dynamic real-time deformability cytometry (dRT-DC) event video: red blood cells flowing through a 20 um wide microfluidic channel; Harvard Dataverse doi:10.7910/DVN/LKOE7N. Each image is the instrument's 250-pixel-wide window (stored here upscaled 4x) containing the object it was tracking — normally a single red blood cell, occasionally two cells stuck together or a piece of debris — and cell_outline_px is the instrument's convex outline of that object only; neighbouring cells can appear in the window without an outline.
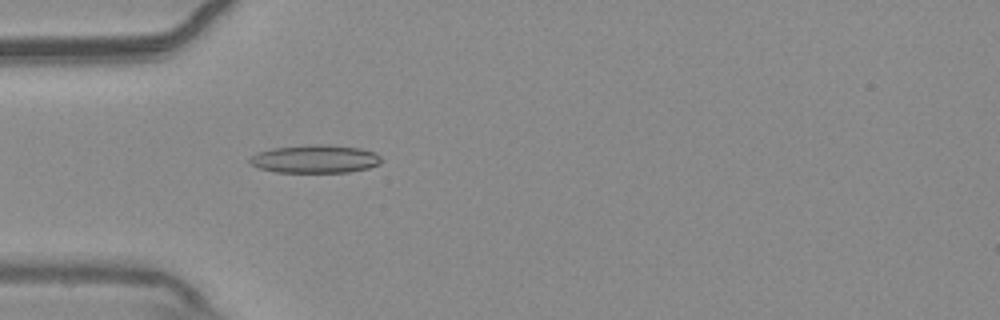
{"species": "common noctule bat (a hibernating species)", "species_latin": "Nyctalus noctula", "temperature_condition": "warm", "stored_images_in_passage": 45, "camera_frame_rate_fps": 3000, "um_per_image_px": 0.085, "animal": {"sex": "male", "body_mass_g": 20.4}, "frame": {"image": 1, "passage_image": 7, "time_ms": 2.0, "image_size_px": [1000, 320], "cell_outline_px": [[384, 160], [380, 164], [368, 168], [348, 172], [276, 172], [260, 168], [252, 164], [248, 160], [252, 156], [260, 152], [272, 148], [312, 144], [324, 144], [360, 148], [376, 152]], "centroid_in_image_um": [26.85, 13.51], "position_along_channel_um": 58.2, "area_um2": 21.56}}
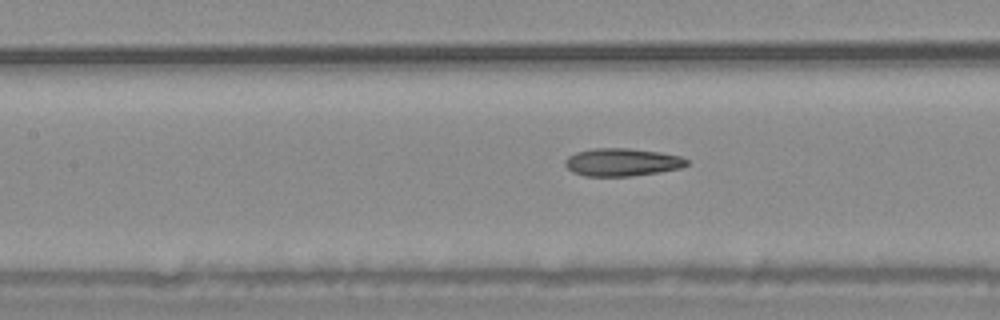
{"frame": {"image": 2, "passage_image": 15, "time_ms": 4.667, "image_size_px": [1000, 320], "cell_outline_px": [[688, 164], [680, 168], [660, 172], [632, 176], [584, 176], [572, 172], [564, 164], [564, 160], [568, 156], [576, 152], [592, 148], [628, 148], [660, 152], [680, 156], [688, 160]], "centroid_in_image_um": [52.85, 13.78], "position_along_channel_um": 154.5, "area_um2": 19.83}}
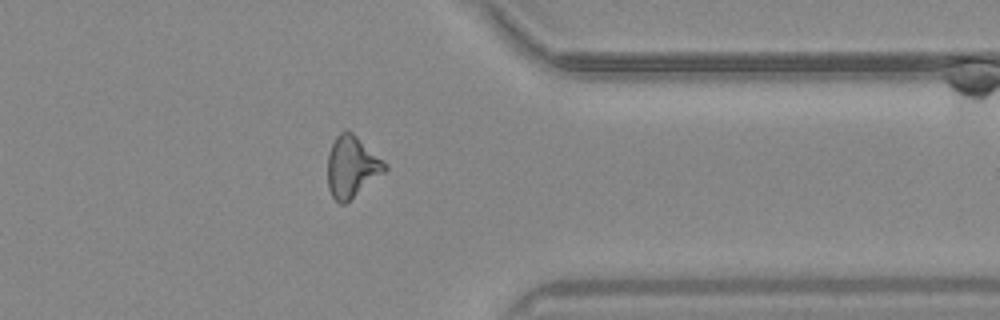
{"frame": {"image": 3, "passage_image": 34, "time_ms": 11.0, "image_size_px": [1000, 320], "cell_outline_px": [[388, 168], [384, 172], [344, 204], [340, 204], [332, 196], [328, 188], [328, 152], [336, 136], [340, 132], [352, 132], [388, 164]], "centroid_in_image_um": [29.9, 14.17], "position_along_channel_um": 381.5, "area_um2": 20.11}, "authors_computed_cell_mechanics": {"area_um2": 19.9988, "velocity_mm_per_s": 3.7248, "shape_relaxation_time_tau1_ms": null, "shape_relaxation_time_tau2_ms": 2.6479, "deformation_change_tau1": null, "deformation_change_tau2": 0.121}}